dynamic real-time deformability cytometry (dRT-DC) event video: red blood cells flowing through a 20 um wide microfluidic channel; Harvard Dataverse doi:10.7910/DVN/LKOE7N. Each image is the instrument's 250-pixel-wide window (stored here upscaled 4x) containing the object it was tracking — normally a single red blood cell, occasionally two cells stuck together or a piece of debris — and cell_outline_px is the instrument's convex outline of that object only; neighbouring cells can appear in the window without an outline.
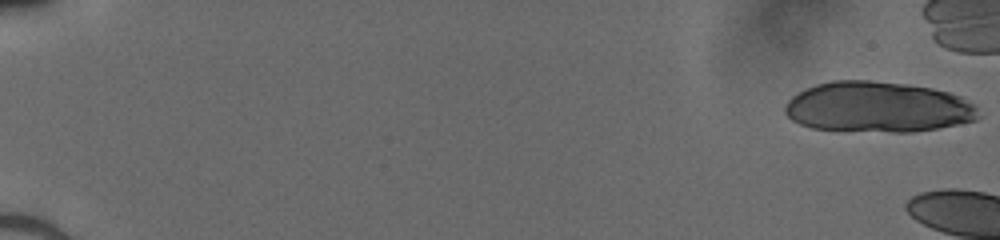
{"species": "human", "species_latin": "Homo sapiens", "temperature_condition": "cold", "stored_images_in_passage": 7, "camera_frame_rate_fps": 3000, "um_per_image_px": 0.085, "donor": {"sex": "male"}, "frame": {"image": 1, "passage_image": 1, "time_ms": 0.0, "image_size_px": [1000, 240], "cell_outline_px": [[980, 116], [976, 120], [936, 128], [912, 132], [892, 132], [812, 128], [800, 124], [792, 120], [784, 112], [784, 104], [792, 96], [816, 84], [832, 80], [868, 80], [908, 84], [932, 88], [948, 92], [960, 96], [976, 104]], "centroid_in_image_um": [74.63, 9.09], "position_along_channel_um": 10.4, "area_um2": 57.11}}